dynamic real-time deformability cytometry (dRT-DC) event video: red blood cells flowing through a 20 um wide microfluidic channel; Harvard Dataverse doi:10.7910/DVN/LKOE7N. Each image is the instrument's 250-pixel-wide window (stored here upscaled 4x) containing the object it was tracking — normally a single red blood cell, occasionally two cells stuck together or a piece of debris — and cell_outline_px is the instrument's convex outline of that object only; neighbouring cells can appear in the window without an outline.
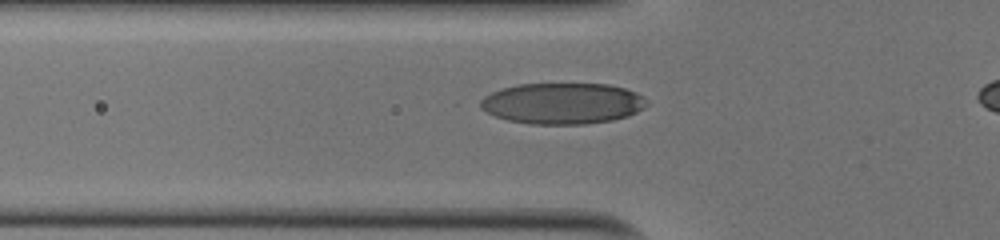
{"species": "human", "species_latin": "Homo sapiens", "temperature_condition": "cold", "stored_images_in_passage": 32, "camera_frame_rate_fps": 3000, "um_per_image_px": 0.085, "donor": {"sex": "male"}, "frame": {"image": 1, "passage_image": 5, "time_ms": 1.333, "image_size_px": [1000, 240], "cell_outline_px": [[648, 104], [644, 108], [628, 116], [612, 120], [584, 124], [532, 124], [508, 120], [496, 116], [480, 108], [480, 100], [484, 96], [500, 88], [520, 84], [608, 84], [624, 88], [636, 92], [644, 96]], "centroid_in_image_um": [47.82, 8.78], "position_along_channel_um": 78.0, "area_um2": 39.88}}
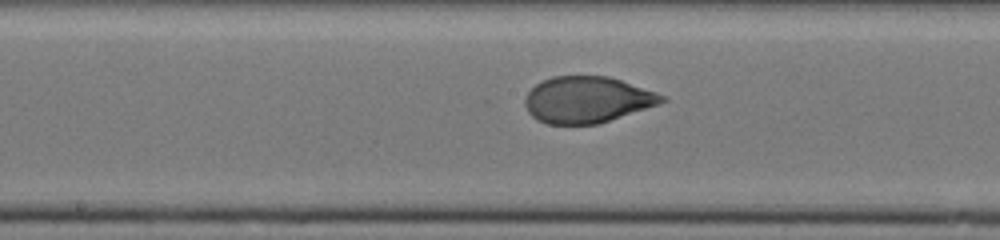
{"frame": {"image": 2, "passage_image": 14, "time_ms": 4.333, "image_size_px": [1000, 240], "cell_outline_px": [[668, 100], [660, 104], [596, 124], [548, 124], [536, 120], [528, 112], [524, 104], [524, 96], [536, 84], [552, 76], [608, 76], [656, 92], [664, 96]], "centroid_in_image_um": [49.88, 8.47], "position_along_channel_um": 198.3, "area_um2": 36.82}}
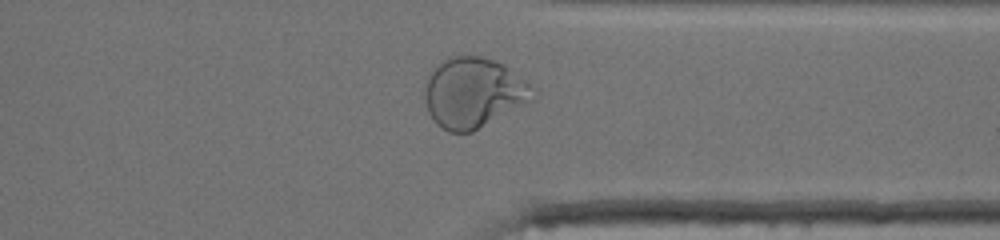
{"frame": {"image": 3, "passage_image": 27, "time_ms": 8.667, "image_size_px": [1000, 240], "cell_outline_px": [[536, 100], [472, 132], [448, 132], [436, 124], [432, 120], [428, 112], [424, 96], [424, 84], [432, 72], [444, 60], [452, 56], [480, 56], [492, 60], [500, 64], [536, 88]], "centroid_in_image_um": [40.27, 7.93], "position_along_channel_um": 371.1, "area_um2": 44.22}}